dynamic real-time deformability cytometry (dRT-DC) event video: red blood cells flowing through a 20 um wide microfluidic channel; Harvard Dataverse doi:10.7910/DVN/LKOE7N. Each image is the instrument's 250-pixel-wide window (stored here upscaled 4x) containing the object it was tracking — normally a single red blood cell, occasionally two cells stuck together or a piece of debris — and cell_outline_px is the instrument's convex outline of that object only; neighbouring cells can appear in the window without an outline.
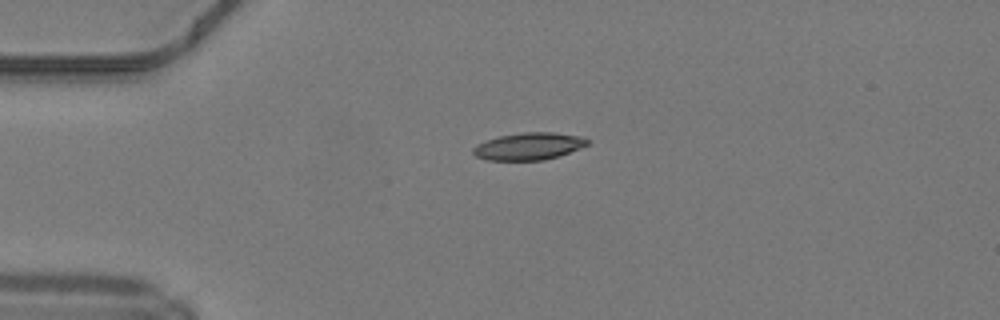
{"species": "common noctule bat (a hibernating species)", "species_latin": "Nyctalus noctula", "temperature_condition": "warm", "stored_images_in_passage": 38, "camera_frame_rate_fps": 3000, "um_per_image_px": 0.085, "animal": {"sex": "male", "body_mass_g": 19.2, "forearm_length_mm": 51.8}, "frame": {"image": 1, "passage_image": 1, "time_ms": 0.0, "image_size_px": [1000, 320], "cell_outline_px": [[588, 144], [560, 156], [544, 160], [488, 160], [476, 156], [472, 152], [472, 148], [476, 144], [500, 136], [524, 132], [552, 132], [580, 136], [588, 140]], "centroid_in_image_um": [44.93, 12.44], "position_along_channel_um": 40.1, "area_um2": 17.98}}
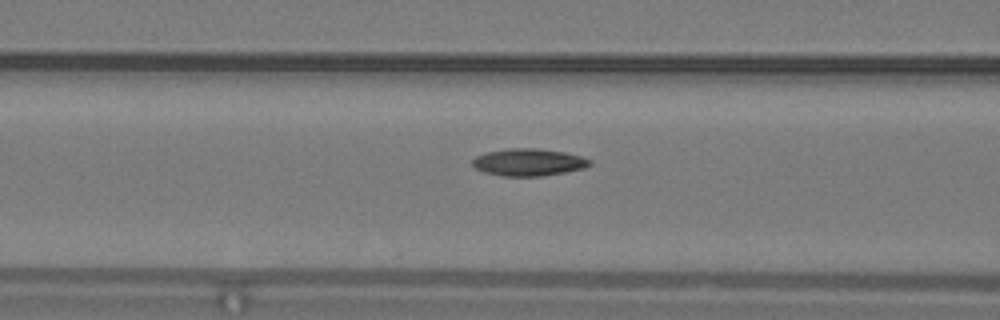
{"frame": {"image": 2, "passage_image": 9, "time_ms": 2.667, "image_size_px": [1000, 320], "cell_outline_px": [[592, 164], [584, 168], [564, 172], [540, 176], [500, 176], [484, 172], [476, 168], [472, 164], [472, 160], [476, 156], [488, 152], [508, 148], [536, 148], [564, 152], [580, 156], [592, 160]], "centroid_in_image_um": [44.93, 13.79], "position_along_channel_um": 121.7, "area_um2": 18.55}}
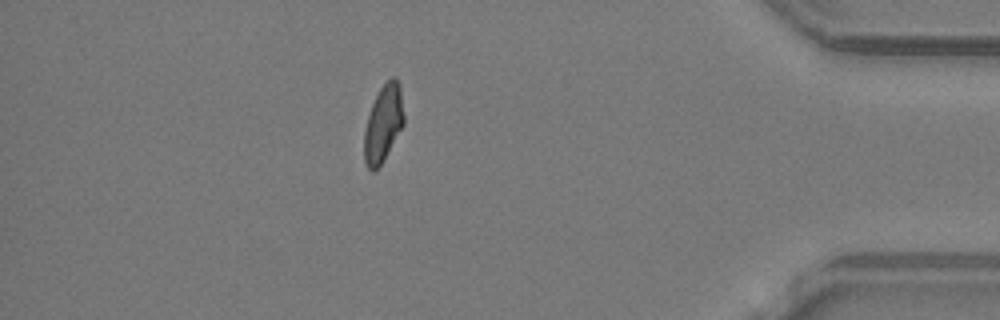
{"frame": {"image": 3, "passage_image": 32, "time_ms": 10.333, "image_size_px": [1000, 320], "cell_outline_px": [[404, 124], [384, 160], [372, 172], [368, 168], [364, 160], [364, 132], [368, 116], [372, 104], [380, 88], [392, 76], [396, 76], [400, 84], [404, 116]], "centroid_in_image_um": [32.59, 10.48], "position_along_channel_um": 402.6, "area_um2": 17.74}, "authors_computed_cell_mechanics": {"area_um2": 18.0914, "velocity_mm_per_s": 4.2332, "shape_relaxation_time_tau1_ms": 6.4383, "shape_relaxation_time_tau2_ms": 3.121, "deformation_change_tau1": 0.1965, "deformation_change_tau2": 0.0908}}